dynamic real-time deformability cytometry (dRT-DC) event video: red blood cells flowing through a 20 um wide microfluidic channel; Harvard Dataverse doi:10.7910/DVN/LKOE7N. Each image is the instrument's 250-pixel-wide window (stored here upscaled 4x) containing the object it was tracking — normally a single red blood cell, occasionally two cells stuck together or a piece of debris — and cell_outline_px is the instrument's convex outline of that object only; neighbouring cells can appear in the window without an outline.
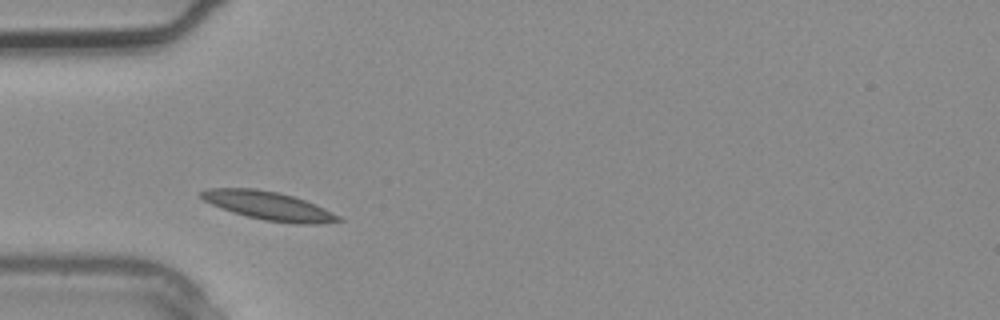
{"species": "common noctule bat (a hibernating species)", "species_latin": "Nyctalus noctula", "temperature_condition": "warm", "stored_images_in_passage": 4, "camera_frame_rate_fps": 3000, "um_per_image_px": 0.085, "animal": {"sex": "male", "body_mass_g": 20.4}, "frame": {"image": 1, "passage_image": 4, "time_ms": 1.0, "image_size_px": [1000, 320], "cell_outline_px": [[344, 220], [320, 224], [296, 224], [264, 220], [232, 212], [212, 204], [204, 200], [200, 196], [200, 192], [208, 188], [252, 188], [276, 192], [292, 196], [304, 200], [324, 208], [340, 216]], "centroid_in_image_um": [22.85, 17.5], "position_along_channel_um": 62.2, "area_um2": 22.48}}